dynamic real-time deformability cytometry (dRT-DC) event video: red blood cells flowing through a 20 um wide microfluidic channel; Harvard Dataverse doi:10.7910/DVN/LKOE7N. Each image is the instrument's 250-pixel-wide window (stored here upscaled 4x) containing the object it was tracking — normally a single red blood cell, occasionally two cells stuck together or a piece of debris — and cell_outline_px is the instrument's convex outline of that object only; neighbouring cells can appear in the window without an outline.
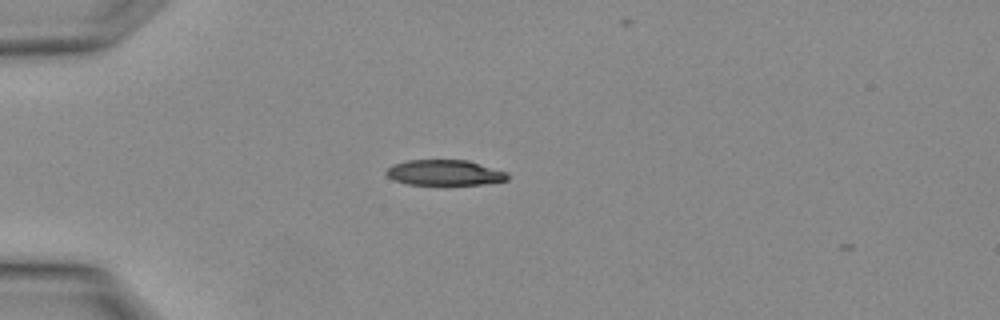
{"species": "Egyptian fruit bat (a non-hibernating species)", "species_latin": "Rousettus aegyptiacus", "temperature_condition": "warm", "stored_images_in_passage": 2, "camera_frame_rate_fps": 3000, "um_per_image_px": 0.085, "animal": {"sex": "female"}, "frame": {"image": 1, "passage_image": 1, "time_ms": 0.0, "image_size_px": [1000, 320], "cell_outline_px": [[508, 180], [484, 184], [408, 184], [392, 180], [384, 172], [392, 164], [408, 160], [468, 160], [508, 172]], "centroid_in_image_um": [37.79, 14.67], "position_along_channel_um": 47.2, "area_um2": 18.03}}